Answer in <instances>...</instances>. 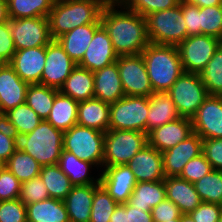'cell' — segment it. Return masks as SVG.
<instances>
[{"mask_svg": "<svg viewBox=\"0 0 222 222\" xmlns=\"http://www.w3.org/2000/svg\"><path fill=\"white\" fill-rule=\"evenodd\" d=\"M137 182H156L166 178L163 155L147 144L128 162Z\"/></svg>", "mask_w": 222, "mask_h": 222, "instance_id": "obj_19", "label": "cell"}, {"mask_svg": "<svg viewBox=\"0 0 222 222\" xmlns=\"http://www.w3.org/2000/svg\"><path fill=\"white\" fill-rule=\"evenodd\" d=\"M22 183L6 168L0 172V201L19 198Z\"/></svg>", "mask_w": 222, "mask_h": 222, "instance_id": "obj_46", "label": "cell"}, {"mask_svg": "<svg viewBox=\"0 0 222 222\" xmlns=\"http://www.w3.org/2000/svg\"><path fill=\"white\" fill-rule=\"evenodd\" d=\"M58 92V89L42 84H29L25 103L32 108L42 120H46Z\"/></svg>", "mask_w": 222, "mask_h": 222, "instance_id": "obj_34", "label": "cell"}, {"mask_svg": "<svg viewBox=\"0 0 222 222\" xmlns=\"http://www.w3.org/2000/svg\"><path fill=\"white\" fill-rule=\"evenodd\" d=\"M164 183L166 199L171 200L182 214H189L202 203L195 185L185 179L179 176L166 177Z\"/></svg>", "mask_w": 222, "mask_h": 222, "instance_id": "obj_23", "label": "cell"}, {"mask_svg": "<svg viewBox=\"0 0 222 222\" xmlns=\"http://www.w3.org/2000/svg\"><path fill=\"white\" fill-rule=\"evenodd\" d=\"M5 167L23 183L39 176L42 166L31 155L17 148Z\"/></svg>", "mask_w": 222, "mask_h": 222, "instance_id": "obj_37", "label": "cell"}, {"mask_svg": "<svg viewBox=\"0 0 222 222\" xmlns=\"http://www.w3.org/2000/svg\"><path fill=\"white\" fill-rule=\"evenodd\" d=\"M181 117L192 119L204 100L209 96L200 74L186 73L167 91Z\"/></svg>", "mask_w": 222, "mask_h": 222, "instance_id": "obj_9", "label": "cell"}, {"mask_svg": "<svg viewBox=\"0 0 222 222\" xmlns=\"http://www.w3.org/2000/svg\"><path fill=\"white\" fill-rule=\"evenodd\" d=\"M151 213L154 222H168L172 219H180L182 215L179 208L168 199L153 207Z\"/></svg>", "mask_w": 222, "mask_h": 222, "instance_id": "obj_51", "label": "cell"}, {"mask_svg": "<svg viewBox=\"0 0 222 222\" xmlns=\"http://www.w3.org/2000/svg\"><path fill=\"white\" fill-rule=\"evenodd\" d=\"M180 222H195L189 214H182L180 217Z\"/></svg>", "mask_w": 222, "mask_h": 222, "instance_id": "obj_58", "label": "cell"}, {"mask_svg": "<svg viewBox=\"0 0 222 222\" xmlns=\"http://www.w3.org/2000/svg\"><path fill=\"white\" fill-rule=\"evenodd\" d=\"M118 203L99 184L94 191L90 222H109Z\"/></svg>", "mask_w": 222, "mask_h": 222, "instance_id": "obj_40", "label": "cell"}, {"mask_svg": "<svg viewBox=\"0 0 222 222\" xmlns=\"http://www.w3.org/2000/svg\"><path fill=\"white\" fill-rule=\"evenodd\" d=\"M18 148L41 166L56 165L63 150V132L42 120L31 133L18 137Z\"/></svg>", "mask_w": 222, "mask_h": 222, "instance_id": "obj_4", "label": "cell"}, {"mask_svg": "<svg viewBox=\"0 0 222 222\" xmlns=\"http://www.w3.org/2000/svg\"><path fill=\"white\" fill-rule=\"evenodd\" d=\"M145 20L150 43L178 46L188 37L182 1L173 8L150 13Z\"/></svg>", "mask_w": 222, "mask_h": 222, "instance_id": "obj_5", "label": "cell"}, {"mask_svg": "<svg viewBox=\"0 0 222 222\" xmlns=\"http://www.w3.org/2000/svg\"><path fill=\"white\" fill-rule=\"evenodd\" d=\"M76 65L60 43L52 40L46 46V61L41 84L59 90Z\"/></svg>", "mask_w": 222, "mask_h": 222, "instance_id": "obj_13", "label": "cell"}, {"mask_svg": "<svg viewBox=\"0 0 222 222\" xmlns=\"http://www.w3.org/2000/svg\"><path fill=\"white\" fill-rule=\"evenodd\" d=\"M189 215L195 222H218L222 215V205L202 202Z\"/></svg>", "mask_w": 222, "mask_h": 222, "instance_id": "obj_49", "label": "cell"}, {"mask_svg": "<svg viewBox=\"0 0 222 222\" xmlns=\"http://www.w3.org/2000/svg\"><path fill=\"white\" fill-rule=\"evenodd\" d=\"M103 8L98 0H55L48 15L51 38L56 40L78 26L101 23Z\"/></svg>", "mask_w": 222, "mask_h": 222, "instance_id": "obj_2", "label": "cell"}, {"mask_svg": "<svg viewBox=\"0 0 222 222\" xmlns=\"http://www.w3.org/2000/svg\"><path fill=\"white\" fill-rule=\"evenodd\" d=\"M99 180L100 184L118 204L128 202L137 183L128 165L105 167L99 175Z\"/></svg>", "mask_w": 222, "mask_h": 222, "instance_id": "obj_16", "label": "cell"}, {"mask_svg": "<svg viewBox=\"0 0 222 222\" xmlns=\"http://www.w3.org/2000/svg\"><path fill=\"white\" fill-rule=\"evenodd\" d=\"M124 96L116 62L94 72V98L112 104Z\"/></svg>", "mask_w": 222, "mask_h": 222, "instance_id": "obj_22", "label": "cell"}, {"mask_svg": "<svg viewBox=\"0 0 222 222\" xmlns=\"http://www.w3.org/2000/svg\"><path fill=\"white\" fill-rule=\"evenodd\" d=\"M49 198L48 190L40 176L22 183L19 200L24 205L40 202Z\"/></svg>", "mask_w": 222, "mask_h": 222, "instance_id": "obj_43", "label": "cell"}, {"mask_svg": "<svg viewBox=\"0 0 222 222\" xmlns=\"http://www.w3.org/2000/svg\"><path fill=\"white\" fill-rule=\"evenodd\" d=\"M222 44V40L209 35L188 36L177 47L183 71L199 74Z\"/></svg>", "mask_w": 222, "mask_h": 222, "instance_id": "obj_10", "label": "cell"}, {"mask_svg": "<svg viewBox=\"0 0 222 222\" xmlns=\"http://www.w3.org/2000/svg\"><path fill=\"white\" fill-rule=\"evenodd\" d=\"M128 222H154L151 211H143L127 203Z\"/></svg>", "mask_w": 222, "mask_h": 222, "instance_id": "obj_53", "label": "cell"}, {"mask_svg": "<svg viewBox=\"0 0 222 222\" xmlns=\"http://www.w3.org/2000/svg\"><path fill=\"white\" fill-rule=\"evenodd\" d=\"M16 50L47 46L51 38L48 17L9 19Z\"/></svg>", "mask_w": 222, "mask_h": 222, "instance_id": "obj_12", "label": "cell"}, {"mask_svg": "<svg viewBox=\"0 0 222 222\" xmlns=\"http://www.w3.org/2000/svg\"><path fill=\"white\" fill-rule=\"evenodd\" d=\"M101 25V23H90L78 26L73 30L64 33L56 40L64 48L69 57L78 65L81 62L95 31Z\"/></svg>", "mask_w": 222, "mask_h": 222, "instance_id": "obj_25", "label": "cell"}, {"mask_svg": "<svg viewBox=\"0 0 222 222\" xmlns=\"http://www.w3.org/2000/svg\"><path fill=\"white\" fill-rule=\"evenodd\" d=\"M202 153L211 164L212 169L222 171V138L203 139Z\"/></svg>", "mask_w": 222, "mask_h": 222, "instance_id": "obj_48", "label": "cell"}, {"mask_svg": "<svg viewBox=\"0 0 222 222\" xmlns=\"http://www.w3.org/2000/svg\"><path fill=\"white\" fill-rule=\"evenodd\" d=\"M166 199L164 180L156 182H137L128 204L143 211H151L153 207Z\"/></svg>", "mask_w": 222, "mask_h": 222, "instance_id": "obj_31", "label": "cell"}, {"mask_svg": "<svg viewBox=\"0 0 222 222\" xmlns=\"http://www.w3.org/2000/svg\"><path fill=\"white\" fill-rule=\"evenodd\" d=\"M28 86L9 63L0 64V118L26 102Z\"/></svg>", "mask_w": 222, "mask_h": 222, "instance_id": "obj_18", "label": "cell"}, {"mask_svg": "<svg viewBox=\"0 0 222 222\" xmlns=\"http://www.w3.org/2000/svg\"><path fill=\"white\" fill-rule=\"evenodd\" d=\"M103 6H124L128 0H98Z\"/></svg>", "mask_w": 222, "mask_h": 222, "instance_id": "obj_57", "label": "cell"}, {"mask_svg": "<svg viewBox=\"0 0 222 222\" xmlns=\"http://www.w3.org/2000/svg\"><path fill=\"white\" fill-rule=\"evenodd\" d=\"M182 13L187 27L188 36L201 35V27L199 26V7L182 1Z\"/></svg>", "mask_w": 222, "mask_h": 222, "instance_id": "obj_52", "label": "cell"}, {"mask_svg": "<svg viewBox=\"0 0 222 222\" xmlns=\"http://www.w3.org/2000/svg\"><path fill=\"white\" fill-rule=\"evenodd\" d=\"M180 117L176 105L167 92H154L149 96L146 134Z\"/></svg>", "mask_w": 222, "mask_h": 222, "instance_id": "obj_27", "label": "cell"}, {"mask_svg": "<svg viewBox=\"0 0 222 222\" xmlns=\"http://www.w3.org/2000/svg\"><path fill=\"white\" fill-rule=\"evenodd\" d=\"M116 54L107 30L101 25L87 47L79 67L92 72L100 70L116 62Z\"/></svg>", "mask_w": 222, "mask_h": 222, "instance_id": "obj_15", "label": "cell"}, {"mask_svg": "<svg viewBox=\"0 0 222 222\" xmlns=\"http://www.w3.org/2000/svg\"><path fill=\"white\" fill-rule=\"evenodd\" d=\"M16 52L9 21L0 24V64L10 63Z\"/></svg>", "mask_w": 222, "mask_h": 222, "instance_id": "obj_50", "label": "cell"}, {"mask_svg": "<svg viewBox=\"0 0 222 222\" xmlns=\"http://www.w3.org/2000/svg\"><path fill=\"white\" fill-rule=\"evenodd\" d=\"M0 222H27L26 205L19 198L0 201Z\"/></svg>", "mask_w": 222, "mask_h": 222, "instance_id": "obj_45", "label": "cell"}, {"mask_svg": "<svg viewBox=\"0 0 222 222\" xmlns=\"http://www.w3.org/2000/svg\"><path fill=\"white\" fill-rule=\"evenodd\" d=\"M4 167H5V163H3V162L0 160V172L3 170Z\"/></svg>", "mask_w": 222, "mask_h": 222, "instance_id": "obj_59", "label": "cell"}, {"mask_svg": "<svg viewBox=\"0 0 222 222\" xmlns=\"http://www.w3.org/2000/svg\"><path fill=\"white\" fill-rule=\"evenodd\" d=\"M78 105V101L59 91L46 120L64 133L77 124Z\"/></svg>", "mask_w": 222, "mask_h": 222, "instance_id": "obj_30", "label": "cell"}, {"mask_svg": "<svg viewBox=\"0 0 222 222\" xmlns=\"http://www.w3.org/2000/svg\"><path fill=\"white\" fill-rule=\"evenodd\" d=\"M141 55L153 92H167L184 72L180 53L175 45L150 43Z\"/></svg>", "mask_w": 222, "mask_h": 222, "instance_id": "obj_3", "label": "cell"}, {"mask_svg": "<svg viewBox=\"0 0 222 222\" xmlns=\"http://www.w3.org/2000/svg\"><path fill=\"white\" fill-rule=\"evenodd\" d=\"M27 222H70L64 200L49 198L26 205Z\"/></svg>", "mask_w": 222, "mask_h": 222, "instance_id": "obj_29", "label": "cell"}, {"mask_svg": "<svg viewBox=\"0 0 222 222\" xmlns=\"http://www.w3.org/2000/svg\"><path fill=\"white\" fill-rule=\"evenodd\" d=\"M110 104L92 98L80 101L77 124L106 133L110 123Z\"/></svg>", "mask_w": 222, "mask_h": 222, "instance_id": "obj_26", "label": "cell"}, {"mask_svg": "<svg viewBox=\"0 0 222 222\" xmlns=\"http://www.w3.org/2000/svg\"><path fill=\"white\" fill-rule=\"evenodd\" d=\"M211 170V164L206 159L205 155L201 153L186 163L179 177L194 184Z\"/></svg>", "mask_w": 222, "mask_h": 222, "instance_id": "obj_44", "label": "cell"}, {"mask_svg": "<svg viewBox=\"0 0 222 222\" xmlns=\"http://www.w3.org/2000/svg\"><path fill=\"white\" fill-rule=\"evenodd\" d=\"M101 24L107 30L118 56L141 54L150 44L145 17L123 6L117 9L116 6H104Z\"/></svg>", "mask_w": 222, "mask_h": 222, "instance_id": "obj_1", "label": "cell"}, {"mask_svg": "<svg viewBox=\"0 0 222 222\" xmlns=\"http://www.w3.org/2000/svg\"><path fill=\"white\" fill-rule=\"evenodd\" d=\"M148 144L147 134L133 130H108L105 133L103 169L127 165Z\"/></svg>", "mask_w": 222, "mask_h": 222, "instance_id": "obj_7", "label": "cell"}, {"mask_svg": "<svg viewBox=\"0 0 222 222\" xmlns=\"http://www.w3.org/2000/svg\"><path fill=\"white\" fill-rule=\"evenodd\" d=\"M149 97L124 96L110 104L108 130H133L146 133Z\"/></svg>", "mask_w": 222, "mask_h": 222, "instance_id": "obj_8", "label": "cell"}, {"mask_svg": "<svg viewBox=\"0 0 222 222\" xmlns=\"http://www.w3.org/2000/svg\"><path fill=\"white\" fill-rule=\"evenodd\" d=\"M7 0H0V24L9 21Z\"/></svg>", "mask_w": 222, "mask_h": 222, "instance_id": "obj_56", "label": "cell"}, {"mask_svg": "<svg viewBox=\"0 0 222 222\" xmlns=\"http://www.w3.org/2000/svg\"><path fill=\"white\" fill-rule=\"evenodd\" d=\"M203 139L192 133L176 146L164 151L163 165L166 177L180 176L186 163L202 153Z\"/></svg>", "mask_w": 222, "mask_h": 222, "instance_id": "obj_17", "label": "cell"}, {"mask_svg": "<svg viewBox=\"0 0 222 222\" xmlns=\"http://www.w3.org/2000/svg\"><path fill=\"white\" fill-rule=\"evenodd\" d=\"M39 176L43 180L50 198L64 200L74 186L58 164L42 166Z\"/></svg>", "mask_w": 222, "mask_h": 222, "instance_id": "obj_35", "label": "cell"}, {"mask_svg": "<svg viewBox=\"0 0 222 222\" xmlns=\"http://www.w3.org/2000/svg\"><path fill=\"white\" fill-rule=\"evenodd\" d=\"M59 91L78 102L94 98V72L76 65Z\"/></svg>", "mask_w": 222, "mask_h": 222, "instance_id": "obj_28", "label": "cell"}, {"mask_svg": "<svg viewBox=\"0 0 222 222\" xmlns=\"http://www.w3.org/2000/svg\"><path fill=\"white\" fill-rule=\"evenodd\" d=\"M105 133L78 124L63 133V150L78 159L102 167Z\"/></svg>", "mask_w": 222, "mask_h": 222, "instance_id": "obj_6", "label": "cell"}, {"mask_svg": "<svg viewBox=\"0 0 222 222\" xmlns=\"http://www.w3.org/2000/svg\"><path fill=\"white\" fill-rule=\"evenodd\" d=\"M109 222H128L127 219V203L118 204L110 217Z\"/></svg>", "mask_w": 222, "mask_h": 222, "instance_id": "obj_54", "label": "cell"}, {"mask_svg": "<svg viewBox=\"0 0 222 222\" xmlns=\"http://www.w3.org/2000/svg\"><path fill=\"white\" fill-rule=\"evenodd\" d=\"M181 1H187L190 4L198 6L199 8L222 5V0H181Z\"/></svg>", "mask_w": 222, "mask_h": 222, "instance_id": "obj_55", "label": "cell"}, {"mask_svg": "<svg viewBox=\"0 0 222 222\" xmlns=\"http://www.w3.org/2000/svg\"><path fill=\"white\" fill-rule=\"evenodd\" d=\"M191 121L193 132L202 139L222 138V96L209 95Z\"/></svg>", "mask_w": 222, "mask_h": 222, "instance_id": "obj_14", "label": "cell"}, {"mask_svg": "<svg viewBox=\"0 0 222 222\" xmlns=\"http://www.w3.org/2000/svg\"><path fill=\"white\" fill-rule=\"evenodd\" d=\"M199 74L208 95L222 96V44Z\"/></svg>", "mask_w": 222, "mask_h": 222, "instance_id": "obj_38", "label": "cell"}, {"mask_svg": "<svg viewBox=\"0 0 222 222\" xmlns=\"http://www.w3.org/2000/svg\"><path fill=\"white\" fill-rule=\"evenodd\" d=\"M0 119L17 137L31 133L42 121L26 103L9 110Z\"/></svg>", "mask_w": 222, "mask_h": 222, "instance_id": "obj_32", "label": "cell"}, {"mask_svg": "<svg viewBox=\"0 0 222 222\" xmlns=\"http://www.w3.org/2000/svg\"><path fill=\"white\" fill-rule=\"evenodd\" d=\"M201 35H209L222 40V5L199 8Z\"/></svg>", "mask_w": 222, "mask_h": 222, "instance_id": "obj_41", "label": "cell"}, {"mask_svg": "<svg viewBox=\"0 0 222 222\" xmlns=\"http://www.w3.org/2000/svg\"><path fill=\"white\" fill-rule=\"evenodd\" d=\"M192 133L191 119L180 117L177 120L155 128L147 134V139L149 145L163 153L185 140Z\"/></svg>", "mask_w": 222, "mask_h": 222, "instance_id": "obj_21", "label": "cell"}, {"mask_svg": "<svg viewBox=\"0 0 222 222\" xmlns=\"http://www.w3.org/2000/svg\"><path fill=\"white\" fill-rule=\"evenodd\" d=\"M18 148V137L0 119V160L6 163Z\"/></svg>", "mask_w": 222, "mask_h": 222, "instance_id": "obj_47", "label": "cell"}, {"mask_svg": "<svg viewBox=\"0 0 222 222\" xmlns=\"http://www.w3.org/2000/svg\"><path fill=\"white\" fill-rule=\"evenodd\" d=\"M58 165L74 186L100 184L99 178L95 180L94 177H90L89 171L93 164L78 159L68 151L62 150Z\"/></svg>", "mask_w": 222, "mask_h": 222, "instance_id": "obj_33", "label": "cell"}, {"mask_svg": "<svg viewBox=\"0 0 222 222\" xmlns=\"http://www.w3.org/2000/svg\"><path fill=\"white\" fill-rule=\"evenodd\" d=\"M46 61V46L16 50L9 63L15 73L28 84H41Z\"/></svg>", "mask_w": 222, "mask_h": 222, "instance_id": "obj_20", "label": "cell"}, {"mask_svg": "<svg viewBox=\"0 0 222 222\" xmlns=\"http://www.w3.org/2000/svg\"><path fill=\"white\" fill-rule=\"evenodd\" d=\"M194 185L202 202L222 205V171L212 169Z\"/></svg>", "mask_w": 222, "mask_h": 222, "instance_id": "obj_39", "label": "cell"}, {"mask_svg": "<svg viewBox=\"0 0 222 222\" xmlns=\"http://www.w3.org/2000/svg\"><path fill=\"white\" fill-rule=\"evenodd\" d=\"M180 2L181 0H128L123 7L146 17L150 13L173 8Z\"/></svg>", "mask_w": 222, "mask_h": 222, "instance_id": "obj_42", "label": "cell"}, {"mask_svg": "<svg viewBox=\"0 0 222 222\" xmlns=\"http://www.w3.org/2000/svg\"><path fill=\"white\" fill-rule=\"evenodd\" d=\"M55 0H7L10 19L48 17Z\"/></svg>", "mask_w": 222, "mask_h": 222, "instance_id": "obj_36", "label": "cell"}, {"mask_svg": "<svg viewBox=\"0 0 222 222\" xmlns=\"http://www.w3.org/2000/svg\"><path fill=\"white\" fill-rule=\"evenodd\" d=\"M168 222H180V219H172V220H170Z\"/></svg>", "mask_w": 222, "mask_h": 222, "instance_id": "obj_60", "label": "cell"}, {"mask_svg": "<svg viewBox=\"0 0 222 222\" xmlns=\"http://www.w3.org/2000/svg\"><path fill=\"white\" fill-rule=\"evenodd\" d=\"M98 185L73 186L64 199L70 222H90L94 191Z\"/></svg>", "mask_w": 222, "mask_h": 222, "instance_id": "obj_24", "label": "cell"}, {"mask_svg": "<svg viewBox=\"0 0 222 222\" xmlns=\"http://www.w3.org/2000/svg\"><path fill=\"white\" fill-rule=\"evenodd\" d=\"M116 63L125 96L149 97L154 93L141 54L118 56Z\"/></svg>", "mask_w": 222, "mask_h": 222, "instance_id": "obj_11", "label": "cell"}]
</instances>
